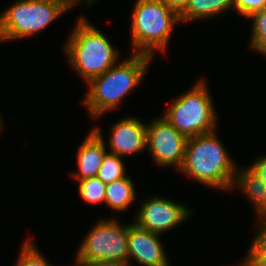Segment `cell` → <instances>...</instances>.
Masks as SVG:
<instances>
[{
  "mask_svg": "<svg viewBox=\"0 0 266 266\" xmlns=\"http://www.w3.org/2000/svg\"><path fill=\"white\" fill-rule=\"evenodd\" d=\"M152 56L133 53L122 63L115 64L102 75L92 78L83 105L92 118H100L108 110L122 103V99L139 85L147 71Z\"/></svg>",
  "mask_w": 266,
  "mask_h": 266,
  "instance_id": "6da1fadb",
  "label": "cell"
},
{
  "mask_svg": "<svg viewBox=\"0 0 266 266\" xmlns=\"http://www.w3.org/2000/svg\"><path fill=\"white\" fill-rule=\"evenodd\" d=\"M215 133L188 138L179 170L205 186L229 191L237 167Z\"/></svg>",
  "mask_w": 266,
  "mask_h": 266,
  "instance_id": "7a4b0ae2",
  "label": "cell"
},
{
  "mask_svg": "<svg viewBox=\"0 0 266 266\" xmlns=\"http://www.w3.org/2000/svg\"><path fill=\"white\" fill-rule=\"evenodd\" d=\"M71 67L88 83L117 62L118 51L104 33L80 18L64 45Z\"/></svg>",
  "mask_w": 266,
  "mask_h": 266,
  "instance_id": "3957f363",
  "label": "cell"
},
{
  "mask_svg": "<svg viewBox=\"0 0 266 266\" xmlns=\"http://www.w3.org/2000/svg\"><path fill=\"white\" fill-rule=\"evenodd\" d=\"M133 8L131 46L134 53L154 57L155 52H166L170 33L180 22L179 15L159 0H137Z\"/></svg>",
  "mask_w": 266,
  "mask_h": 266,
  "instance_id": "277c9868",
  "label": "cell"
},
{
  "mask_svg": "<svg viewBox=\"0 0 266 266\" xmlns=\"http://www.w3.org/2000/svg\"><path fill=\"white\" fill-rule=\"evenodd\" d=\"M173 99L164 118L182 135L191 138L215 131L217 115L205 81Z\"/></svg>",
  "mask_w": 266,
  "mask_h": 266,
  "instance_id": "5b68a950",
  "label": "cell"
},
{
  "mask_svg": "<svg viewBox=\"0 0 266 266\" xmlns=\"http://www.w3.org/2000/svg\"><path fill=\"white\" fill-rule=\"evenodd\" d=\"M65 12L50 0H18L0 15V41L36 35Z\"/></svg>",
  "mask_w": 266,
  "mask_h": 266,
  "instance_id": "8992f818",
  "label": "cell"
},
{
  "mask_svg": "<svg viewBox=\"0 0 266 266\" xmlns=\"http://www.w3.org/2000/svg\"><path fill=\"white\" fill-rule=\"evenodd\" d=\"M75 260L128 263V224L99 220L81 241Z\"/></svg>",
  "mask_w": 266,
  "mask_h": 266,
  "instance_id": "52a82bcc",
  "label": "cell"
},
{
  "mask_svg": "<svg viewBox=\"0 0 266 266\" xmlns=\"http://www.w3.org/2000/svg\"><path fill=\"white\" fill-rule=\"evenodd\" d=\"M187 141L188 138L162 116L147 124V149L161 168L172 165L179 170L182 167Z\"/></svg>",
  "mask_w": 266,
  "mask_h": 266,
  "instance_id": "ba28073f",
  "label": "cell"
},
{
  "mask_svg": "<svg viewBox=\"0 0 266 266\" xmlns=\"http://www.w3.org/2000/svg\"><path fill=\"white\" fill-rule=\"evenodd\" d=\"M145 200L138 209L134 223L160 235L186 221L193 212L185 205L175 203L168 198L153 196Z\"/></svg>",
  "mask_w": 266,
  "mask_h": 266,
  "instance_id": "9c48e42d",
  "label": "cell"
},
{
  "mask_svg": "<svg viewBox=\"0 0 266 266\" xmlns=\"http://www.w3.org/2000/svg\"><path fill=\"white\" fill-rule=\"evenodd\" d=\"M159 236L160 234L143 229L134 222L128 224V263L130 266V259L143 266H170Z\"/></svg>",
  "mask_w": 266,
  "mask_h": 266,
  "instance_id": "30bf717a",
  "label": "cell"
},
{
  "mask_svg": "<svg viewBox=\"0 0 266 266\" xmlns=\"http://www.w3.org/2000/svg\"><path fill=\"white\" fill-rule=\"evenodd\" d=\"M109 152L120 157L147 149V124L136 117H125L112 125Z\"/></svg>",
  "mask_w": 266,
  "mask_h": 266,
  "instance_id": "8fae6325",
  "label": "cell"
},
{
  "mask_svg": "<svg viewBox=\"0 0 266 266\" xmlns=\"http://www.w3.org/2000/svg\"><path fill=\"white\" fill-rule=\"evenodd\" d=\"M106 143L99 127L93 128L78 147V171L72 173L76 180L97 177L99 168L107 153Z\"/></svg>",
  "mask_w": 266,
  "mask_h": 266,
  "instance_id": "7c38bea8",
  "label": "cell"
},
{
  "mask_svg": "<svg viewBox=\"0 0 266 266\" xmlns=\"http://www.w3.org/2000/svg\"><path fill=\"white\" fill-rule=\"evenodd\" d=\"M235 186L249 197L257 212L256 214H258V220L266 217V184L258 175L249 167L240 171L236 169L232 189Z\"/></svg>",
  "mask_w": 266,
  "mask_h": 266,
  "instance_id": "4fadbf2b",
  "label": "cell"
},
{
  "mask_svg": "<svg viewBox=\"0 0 266 266\" xmlns=\"http://www.w3.org/2000/svg\"><path fill=\"white\" fill-rule=\"evenodd\" d=\"M134 183L131 177L126 175L109 184H106L104 203L112 210L125 211L135 200Z\"/></svg>",
  "mask_w": 266,
  "mask_h": 266,
  "instance_id": "5bb4252c",
  "label": "cell"
},
{
  "mask_svg": "<svg viewBox=\"0 0 266 266\" xmlns=\"http://www.w3.org/2000/svg\"><path fill=\"white\" fill-rule=\"evenodd\" d=\"M233 9L232 0H189L179 15L180 22L209 19Z\"/></svg>",
  "mask_w": 266,
  "mask_h": 266,
  "instance_id": "9a60e30c",
  "label": "cell"
},
{
  "mask_svg": "<svg viewBox=\"0 0 266 266\" xmlns=\"http://www.w3.org/2000/svg\"><path fill=\"white\" fill-rule=\"evenodd\" d=\"M121 159L120 156L110 152L105 154L97 174L104 184H109L125 176L126 169Z\"/></svg>",
  "mask_w": 266,
  "mask_h": 266,
  "instance_id": "2e32d148",
  "label": "cell"
},
{
  "mask_svg": "<svg viewBox=\"0 0 266 266\" xmlns=\"http://www.w3.org/2000/svg\"><path fill=\"white\" fill-rule=\"evenodd\" d=\"M248 19L253 22L250 46L255 52L266 56V8L252 14Z\"/></svg>",
  "mask_w": 266,
  "mask_h": 266,
  "instance_id": "e0dca14e",
  "label": "cell"
},
{
  "mask_svg": "<svg viewBox=\"0 0 266 266\" xmlns=\"http://www.w3.org/2000/svg\"><path fill=\"white\" fill-rule=\"evenodd\" d=\"M78 182L79 195L86 203L97 204L105 201L106 184L98 177L86 178Z\"/></svg>",
  "mask_w": 266,
  "mask_h": 266,
  "instance_id": "ac0fdd59",
  "label": "cell"
},
{
  "mask_svg": "<svg viewBox=\"0 0 266 266\" xmlns=\"http://www.w3.org/2000/svg\"><path fill=\"white\" fill-rule=\"evenodd\" d=\"M16 266H52L30 240L21 247Z\"/></svg>",
  "mask_w": 266,
  "mask_h": 266,
  "instance_id": "d6986e66",
  "label": "cell"
},
{
  "mask_svg": "<svg viewBox=\"0 0 266 266\" xmlns=\"http://www.w3.org/2000/svg\"><path fill=\"white\" fill-rule=\"evenodd\" d=\"M260 229L248 250L244 260H261L266 259V223L260 219Z\"/></svg>",
  "mask_w": 266,
  "mask_h": 266,
  "instance_id": "ffe728a7",
  "label": "cell"
},
{
  "mask_svg": "<svg viewBox=\"0 0 266 266\" xmlns=\"http://www.w3.org/2000/svg\"><path fill=\"white\" fill-rule=\"evenodd\" d=\"M233 9L249 18L252 14L266 8V0H232Z\"/></svg>",
  "mask_w": 266,
  "mask_h": 266,
  "instance_id": "44dd1931",
  "label": "cell"
},
{
  "mask_svg": "<svg viewBox=\"0 0 266 266\" xmlns=\"http://www.w3.org/2000/svg\"><path fill=\"white\" fill-rule=\"evenodd\" d=\"M248 167L266 184V155L261 156Z\"/></svg>",
  "mask_w": 266,
  "mask_h": 266,
  "instance_id": "7402d4cb",
  "label": "cell"
},
{
  "mask_svg": "<svg viewBox=\"0 0 266 266\" xmlns=\"http://www.w3.org/2000/svg\"><path fill=\"white\" fill-rule=\"evenodd\" d=\"M75 266H130L129 263L117 262V261H87V260H75Z\"/></svg>",
  "mask_w": 266,
  "mask_h": 266,
  "instance_id": "603a6c76",
  "label": "cell"
},
{
  "mask_svg": "<svg viewBox=\"0 0 266 266\" xmlns=\"http://www.w3.org/2000/svg\"><path fill=\"white\" fill-rule=\"evenodd\" d=\"M168 6L170 9L180 15L186 8L189 0H159Z\"/></svg>",
  "mask_w": 266,
  "mask_h": 266,
  "instance_id": "cb8c5ba5",
  "label": "cell"
},
{
  "mask_svg": "<svg viewBox=\"0 0 266 266\" xmlns=\"http://www.w3.org/2000/svg\"><path fill=\"white\" fill-rule=\"evenodd\" d=\"M50 1L61 5L66 11H68L75 4H79V2L80 3L85 2L87 6H90L95 0H50Z\"/></svg>",
  "mask_w": 266,
  "mask_h": 266,
  "instance_id": "d4e9b609",
  "label": "cell"
},
{
  "mask_svg": "<svg viewBox=\"0 0 266 266\" xmlns=\"http://www.w3.org/2000/svg\"><path fill=\"white\" fill-rule=\"evenodd\" d=\"M241 266H266V259L261 260H244Z\"/></svg>",
  "mask_w": 266,
  "mask_h": 266,
  "instance_id": "484cf974",
  "label": "cell"
},
{
  "mask_svg": "<svg viewBox=\"0 0 266 266\" xmlns=\"http://www.w3.org/2000/svg\"><path fill=\"white\" fill-rule=\"evenodd\" d=\"M1 121H2V120H1V117H0V131H1V129L3 128V125H4V124H2Z\"/></svg>",
  "mask_w": 266,
  "mask_h": 266,
  "instance_id": "4316f807",
  "label": "cell"
},
{
  "mask_svg": "<svg viewBox=\"0 0 266 266\" xmlns=\"http://www.w3.org/2000/svg\"><path fill=\"white\" fill-rule=\"evenodd\" d=\"M262 220L266 223V217L262 218Z\"/></svg>",
  "mask_w": 266,
  "mask_h": 266,
  "instance_id": "83f0119b",
  "label": "cell"
}]
</instances>
